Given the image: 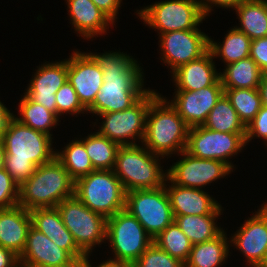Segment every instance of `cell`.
Returning a JSON list of instances; mask_svg holds the SVG:
<instances>
[{"mask_svg":"<svg viewBox=\"0 0 267 267\" xmlns=\"http://www.w3.org/2000/svg\"><path fill=\"white\" fill-rule=\"evenodd\" d=\"M103 71V84L88 113L123 111L134 105L148 90L144 73L133 57L123 52L89 53ZM143 74V75H142Z\"/></svg>","mask_w":267,"mask_h":267,"instance_id":"obj_1","label":"cell"},{"mask_svg":"<svg viewBox=\"0 0 267 267\" xmlns=\"http://www.w3.org/2000/svg\"><path fill=\"white\" fill-rule=\"evenodd\" d=\"M9 120L0 138L4 151V169L21 186L35 169L56 157L52 136L34 130L15 119Z\"/></svg>","mask_w":267,"mask_h":267,"instance_id":"obj_2","label":"cell"},{"mask_svg":"<svg viewBox=\"0 0 267 267\" xmlns=\"http://www.w3.org/2000/svg\"><path fill=\"white\" fill-rule=\"evenodd\" d=\"M189 127L171 105L159 94L149 106L146 129L141 145L151 153L166 157L186 149Z\"/></svg>","mask_w":267,"mask_h":267,"instance_id":"obj_3","label":"cell"},{"mask_svg":"<svg viewBox=\"0 0 267 267\" xmlns=\"http://www.w3.org/2000/svg\"><path fill=\"white\" fill-rule=\"evenodd\" d=\"M75 181L55 157L38 166L19 187L18 205L28 211L37 208H54L63 200L74 196Z\"/></svg>","mask_w":267,"mask_h":267,"instance_id":"obj_4","label":"cell"},{"mask_svg":"<svg viewBox=\"0 0 267 267\" xmlns=\"http://www.w3.org/2000/svg\"><path fill=\"white\" fill-rule=\"evenodd\" d=\"M161 156L151 153L146 147L136 145L120 146L116 153L114 174L126 192L156 189L164 186L167 172L159 163Z\"/></svg>","mask_w":267,"mask_h":267,"instance_id":"obj_5","label":"cell"},{"mask_svg":"<svg viewBox=\"0 0 267 267\" xmlns=\"http://www.w3.org/2000/svg\"><path fill=\"white\" fill-rule=\"evenodd\" d=\"M74 196L105 217L125 209L126 191L113 170H95L75 181Z\"/></svg>","mask_w":267,"mask_h":267,"instance_id":"obj_6","label":"cell"},{"mask_svg":"<svg viewBox=\"0 0 267 267\" xmlns=\"http://www.w3.org/2000/svg\"><path fill=\"white\" fill-rule=\"evenodd\" d=\"M136 12L158 34L199 29L197 26L206 18L197 0L158 1Z\"/></svg>","mask_w":267,"mask_h":267,"instance_id":"obj_7","label":"cell"},{"mask_svg":"<svg viewBox=\"0 0 267 267\" xmlns=\"http://www.w3.org/2000/svg\"><path fill=\"white\" fill-rule=\"evenodd\" d=\"M158 95L159 93L149 89L134 105L126 110L97 115L104 120L98 133L119 146L136 145L135 141L138 138L142 142L150 103Z\"/></svg>","mask_w":267,"mask_h":267,"instance_id":"obj_8","label":"cell"},{"mask_svg":"<svg viewBox=\"0 0 267 267\" xmlns=\"http://www.w3.org/2000/svg\"><path fill=\"white\" fill-rule=\"evenodd\" d=\"M125 209L153 240L175 219L165 186L126 192Z\"/></svg>","mask_w":267,"mask_h":267,"instance_id":"obj_9","label":"cell"},{"mask_svg":"<svg viewBox=\"0 0 267 267\" xmlns=\"http://www.w3.org/2000/svg\"><path fill=\"white\" fill-rule=\"evenodd\" d=\"M57 209L65 227L85 254H92L93 247L106 241L107 219L90 210L75 196L63 200Z\"/></svg>","mask_w":267,"mask_h":267,"instance_id":"obj_10","label":"cell"},{"mask_svg":"<svg viewBox=\"0 0 267 267\" xmlns=\"http://www.w3.org/2000/svg\"><path fill=\"white\" fill-rule=\"evenodd\" d=\"M106 240L114 259L134 263L153 243L144 227L126 209L107 219Z\"/></svg>","mask_w":267,"mask_h":267,"instance_id":"obj_11","label":"cell"},{"mask_svg":"<svg viewBox=\"0 0 267 267\" xmlns=\"http://www.w3.org/2000/svg\"><path fill=\"white\" fill-rule=\"evenodd\" d=\"M246 133H225L210 130L204 126L191 127L188 130L185 151L200 159L220 160L232 170L229 161L246 146Z\"/></svg>","mask_w":267,"mask_h":267,"instance_id":"obj_12","label":"cell"},{"mask_svg":"<svg viewBox=\"0 0 267 267\" xmlns=\"http://www.w3.org/2000/svg\"><path fill=\"white\" fill-rule=\"evenodd\" d=\"M181 160L167 169V178L178 186L202 189L219 178L228 176L233 170L220 160L200 159L187 153H180Z\"/></svg>","mask_w":267,"mask_h":267,"instance_id":"obj_13","label":"cell"},{"mask_svg":"<svg viewBox=\"0 0 267 267\" xmlns=\"http://www.w3.org/2000/svg\"><path fill=\"white\" fill-rule=\"evenodd\" d=\"M161 61L172 69L196 60L209 50V37L201 29L171 31L159 34Z\"/></svg>","mask_w":267,"mask_h":267,"instance_id":"obj_14","label":"cell"},{"mask_svg":"<svg viewBox=\"0 0 267 267\" xmlns=\"http://www.w3.org/2000/svg\"><path fill=\"white\" fill-rule=\"evenodd\" d=\"M239 228L230 245L242 252L249 267H261L267 257V204L263 203Z\"/></svg>","mask_w":267,"mask_h":267,"instance_id":"obj_15","label":"cell"},{"mask_svg":"<svg viewBox=\"0 0 267 267\" xmlns=\"http://www.w3.org/2000/svg\"><path fill=\"white\" fill-rule=\"evenodd\" d=\"M171 105L189 128L203 126L209 112L224 94L220 78L211 86L197 91L175 90Z\"/></svg>","mask_w":267,"mask_h":267,"instance_id":"obj_16","label":"cell"},{"mask_svg":"<svg viewBox=\"0 0 267 267\" xmlns=\"http://www.w3.org/2000/svg\"><path fill=\"white\" fill-rule=\"evenodd\" d=\"M67 80L87 110L94 103L103 84V71L87 52L73 51L68 58Z\"/></svg>","mask_w":267,"mask_h":267,"instance_id":"obj_17","label":"cell"},{"mask_svg":"<svg viewBox=\"0 0 267 267\" xmlns=\"http://www.w3.org/2000/svg\"><path fill=\"white\" fill-rule=\"evenodd\" d=\"M77 260L45 234L30 227L26 245L19 256L20 267H68Z\"/></svg>","mask_w":267,"mask_h":267,"instance_id":"obj_18","label":"cell"},{"mask_svg":"<svg viewBox=\"0 0 267 267\" xmlns=\"http://www.w3.org/2000/svg\"><path fill=\"white\" fill-rule=\"evenodd\" d=\"M34 78L25 91V95L33 102L41 104L56 114L57 90L67 81L68 59L42 64L37 67Z\"/></svg>","mask_w":267,"mask_h":267,"instance_id":"obj_19","label":"cell"},{"mask_svg":"<svg viewBox=\"0 0 267 267\" xmlns=\"http://www.w3.org/2000/svg\"><path fill=\"white\" fill-rule=\"evenodd\" d=\"M29 212L32 226L45 234L57 246L69 252L76 260H81L86 255L77 246L72 234L65 227L57 207L37 208Z\"/></svg>","mask_w":267,"mask_h":267,"instance_id":"obj_20","label":"cell"},{"mask_svg":"<svg viewBox=\"0 0 267 267\" xmlns=\"http://www.w3.org/2000/svg\"><path fill=\"white\" fill-rule=\"evenodd\" d=\"M212 52L208 50L196 60L181 65L171 74L174 90L197 91L213 85L219 78Z\"/></svg>","mask_w":267,"mask_h":267,"instance_id":"obj_21","label":"cell"},{"mask_svg":"<svg viewBox=\"0 0 267 267\" xmlns=\"http://www.w3.org/2000/svg\"><path fill=\"white\" fill-rule=\"evenodd\" d=\"M168 181V182H167ZM171 183V185L166 183ZM174 216L211 214L220 204L203 189L173 184L168 178L164 184ZM168 186V187H167Z\"/></svg>","mask_w":267,"mask_h":267,"instance_id":"obj_22","label":"cell"},{"mask_svg":"<svg viewBox=\"0 0 267 267\" xmlns=\"http://www.w3.org/2000/svg\"><path fill=\"white\" fill-rule=\"evenodd\" d=\"M32 226L30 212L21 207L0 209V246L20 256Z\"/></svg>","mask_w":267,"mask_h":267,"instance_id":"obj_23","label":"cell"},{"mask_svg":"<svg viewBox=\"0 0 267 267\" xmlns=\"http://www.w3.org/2000/svg\"><path fill=\"white\" fill-rule=\"evenodd\" d=\"M68 15L77 34L84 39H92L107 32L114 22L91 0H66Z\"/></svg>","mask_w":267,"mask_h":267,"instance_id":"obj_24","label":"cell"},{"mask_svg":"<svg viewBox=\"0 0 267 267\" xmlns=\"http://www.w3.org/2000/svg\"><path fill=\"white\" fill-rule=\"evenodd\" d=\"M221 204L207 215H183L174 216V222L188 237L192 245L210 241L219 236L224 230L217 226V218L222 215ZM216 221V222H215Z\"/></svg>","mask_w":267,"mask_h":267,"instance_id":"obj_25","label":"cell"},{"mask_svg":"<svg viewBox=\"0 0 267 267\" xmlns=\"http://www.w3.org/2000/svg\"><path fill=\"white\" fill-rule=\"evenodd\" d=\"M234 10L241 25L236 29L251 40L267 37V0H244Z\"/></svg>","mask_w":267,"mask_h":267,"instance_id":"obj_26","label":"cell"},{"mask_svg":"<svg viewBox=\"0 0 267 267\" xmlns=\"http://www.w3.org/2000/svg\"><path fill=\"white\" fill-rule=\"evenodd\" d=\"M226 236L227 234L223 231L215 239L192 245L185 267L222 266L226 262L228 255L230 256V240H227Z\"/></svg>","mask_w":267,"mask_h":267,"instance_id":"obj_27","label":"cell"},{"mask_svg":"<svg viewBox=\"0 0 267 267\" xmlns=\"http://www.w3.org/2000/svg\"><path fill=\"white\" fill-rule=\"evenodd\" d=\"M262 74L259 66L250 56L226 65L223 73L219 72L224 89L258 88Z\"/></svg>","mask_w":267,"mask_h":267,"instance_id":"obj_28","label":"cell"},{"mask_svg":"<svg viewBox=\"0 0 267 267\" xmlns=\"http://www.w3.org/2000/svg\"><path fill=\"white\" fill-rule=\"evenodd\" d=\"M252 40L238 29L231 28L222 43L209 38V50L214 58L221 57L226 65L250 56Z\"/></svg>","mask_w":267,"mask_h":267,"instance_id":"obj_29","label":"cell"},{"mask_svg":"<svg viewBox=\"0 0 267 267\" xmlns=\"http://www.w3.org/2000/svg\"><path fill=\"white\" fill-rule=\"evenodd\" d=\"M18 105L20 117L16 116L15 119L34 130L53 136L50 132L52 127L55 128L58 122H61L54 112L41 104L31 101L25 94Z\"/></svg>","mask_w":267,"mask_h":267,"instance_id":"obj_30","label":"cell"},{"mask_svg":"<svg viewBox=\"0 0 267 267\" xmlns=\"http://www.w3.org/2000/svg\"><path fill=\"white\" fill-rule=\"evenodd\" d=\"M204 127L225 133H246V126L239 119L238 113L230 100L223 94L209 112Z\"/></svg>","mask_w":267,"mask_h":267,"instance_id":"obj_31","label":"cell"},{"mask_svg":"<svg viewBox=\"0 0 267 267\" xmlns=\"http://www.w3.org/2000/svg\"><path fill=\"white\" fill-rule=\"evenodd\" d=\"M81 140L95 170H113L116 153L120 147L117 143L98 132L88 134Z\"/></svg>","mask_w":267,"mask_h":267,"instance_id":"obj_32","label":"cell"},{"mask_svg":"<svg viewBox=\"0 0 267 267\" xmlns=\"http://www.w3.org/2000/svg\"><path fill=\"white\" fill-rule=\"evenodd\" d=\"M63 149L56 151V158L74 181L95 171L81 138L72 140Z\"/></svg>","mask_w":267,"mask_h":267,"instance_id":"obj_33","label":"cell"},{"mask_svg":"<svg viewBox=\"0 0 267 267\" xmlns=\"http://www.w3.org/2000/svg\"><path fill=\"white\" fill-rule=\"evenodd\" d=\"M153 242L159 248L172 257L179 259L184 264L187 262L192 249V244L188 237L181 231L180 227L175 222L171 223L164 231H162Z\"/></svg>","mask_w":267,"mask_h":267,"instance_id":"obj_34","label":"cell"},{"mask_svg":"<svg viewBox=\"0 0 267 267\" xmlns=\"http://www.w3.org/2000/svg\"><path fill=\"white\" fill-rule=\"evenodd\" d=\"M224 94L245 126L255 118L262 106L258 88L224 89Z\"/></svg>","mask_w":267,"mask_h":267,"instance_id":"obj_35","label":"cell"},{"mask_svg":"<svg viewBox=\"0 0 267 267\" xmlns=\"http://www.w3.org/2000/svg\"><path fill=\"white\" fill-rule=\"evenodd\" d=\"M56 115L60 117L64 113L70 115L80 114L87 112V110L80 103L76 91L73 86L67 80L65 83L57 90L56 94Z\"/></svg>","mask_w":267,"mask_h":267,"instance_id":"obj_36","label":"cell"},{"mask_svg":"<svg viewBox=\"0 0 267 267\" xmlns=\"http://www.w3.org/2000/svg\"><path fill=\"white\" fill-rule=\"evenodd\" d=\"M137 267H185L179 259L172 257L154 242L134 262Z\"/></svg>","mask_w":267,"mask_h":267,"instance_id":"obj_37","label":"cell"},{"mask_svg":"<svg viewBox=\"0 0 267 267\" xmlns=\"http://www.w3.org/2000/svg\"><path fill=\"white\" fill-rule=\"evenodd\" d=\"M19 186L3 168L0 169V209L18 206Z\"/></svg>","mask_w":267,"mask_h":267,"instance_id":"obj_38","label":"cell"},{"mask_svg":"<svg viewBox=\"0 0 267 267\" xmlns=\"http://www.w3.org/2000/svg\"><path fill=\"white\" fill-rule=\"evenodd\" d=\"M246 144L255 138H263L267 145V107L261 106L255 118L246 126Z\"/></svg>","mask_w":267,"mask_h":267,"instance_id":"obj_39","label":"cell"},{"mask_svg":"<svg viewBox=\"0 0 267 267\" xmlns=\"http://www.w3.org/2000/svg\"><path fill=\"white\" fill-rule=\"evenodd\" d=\"M250 57L257 63L262 73H267V37L252 40Z\"/></svg>","mask_w":267,"mask_h":267,"instance_id":"obj_40","label":"cell"},{"mask_svg":"<svg viewBox=\"0 0 267 267\" xmlns=\"http://www.w3.org/2000/svg\"><path fill=\"white\" fill-rule=\"evenodd\" d=\"M244 0H197L204 15L207 17L212 12L214 6L225 9H235Z\"/></svg>","mask_w":267,"mask_h":267,"instance_id":"obj_41","label":"cell"},{"mask_svg":"<svg viewBox=\"0 0 267 267\" xmlns=\"http://www.w3.org/2000/svg\"><path fill=\"white\" fill-rule=\"evenodd\" d=\"M105 15L113 22L117 19L118 9L121 7L122 0H91Z\"/></svg>","mask_w":267,"mask_h":267,"instance_id":"obj_42","label":"cell"},{"mask_svg":"<svg viewBox=\"0 0 267 267\" xmlns=\"http://www.w3.org/2000/svg\"><path fill=\"white\" fill-rule=\"evenodd\" d=\"M0 267H20L19 256L0 246Z\"/></svg>","mask_w":267,"mask_h":267,"instance_id":"obj_43","label":"cell"},{"mask_svg":"<svg viewBox=\"0 0 267 267\" xmlns=\"http://www.w3.org/2000/svg\"><path fill=\"white\" fill-rule=\"evenodd\" d=\"M90 253L86 254L81 260L83 262V267H92L91 265V261H89L88 259ZM126 263L122 262V261H118L117 259H107L106 261H103L102 263H100V265H98L97 267H123ZM94 267V266H93Z\"/></svg>","mask_w":267,"mask_h":267,"instance_id":"obj_44","label":"cell"},{"mask_svg":"<svg viewBox=\"0 0 267 267\" xmlns=\"http://www.w3.org/2000/svg\"><path fill=\"white\" fill-rule=\"evenodd\" d=\"M13 113L0 101V136L5 130L9 120L13 117Z\"/></svg>","mask_w":267,"mask_h":267,"instance_id":"obj_45","label":"cell"},{"mask_svg":"<svg viewBox=\"0 0 267 267\" xmlns=\"http://www.w3.org/2000/svg\"><path fill=\"white\" fill-rule=\"evenodd\" d=\"M258 89L261 96V104L267 107V73L262 74Z\"/></svg>","mask_w":267,"mask_h":267,"instance_id":"obj_46","label":"cell"},{"mask_svg":"<svg viewBox=\"0 0 267 267\" xmlns=\"http://www.w3.org/2000/svg\"><path fill=\"white\" fill-rule=\"evenodd\" d=\"M3 168H4V151H3L2 140L0 138V169Z\"/></svg>","mask_w":267,"mask_h":267,"instance_id":"obj_47","label":"cell"},{"mask_svg":"<svg viewBox=\"0 0 267 267\" xmlns=\"http://www.w3.org/2000/svg\"><path fill=\"white\" fill-rule=\"evenodd\" d=\"M68 267H83V262H82V260H77L74 264H72Z\"/></svg>","mask_w":267,"mask_h":267,"instance_id":"obj_48","label":"cell"},{"mask_svg":"<svg viewBox=\"0 0 267 267\" xmlns=\"http://www.w3.org/2000/svg\"><path fill=\"white\" fill-rule=\"evenodd\" d=\"M123 267H137L134 263H126Z\"/></svg>","mask_w":267,"mask_h":267,"instance_id":"obj_49","label":"cell"},{"mask_svg":"<svg viewBox=\"0 0 267 267\" xmlns=\"http://www.w3.org/2000/svg\"><path fill=\"white\" fill-rule=\"evenodd\" d=\"M261 267H267V257H266L264 264Z\"/></svg>","mask_w":267,"mask_h":267,"instance_id":"obj_50","label":"cell"}]
</instances>
